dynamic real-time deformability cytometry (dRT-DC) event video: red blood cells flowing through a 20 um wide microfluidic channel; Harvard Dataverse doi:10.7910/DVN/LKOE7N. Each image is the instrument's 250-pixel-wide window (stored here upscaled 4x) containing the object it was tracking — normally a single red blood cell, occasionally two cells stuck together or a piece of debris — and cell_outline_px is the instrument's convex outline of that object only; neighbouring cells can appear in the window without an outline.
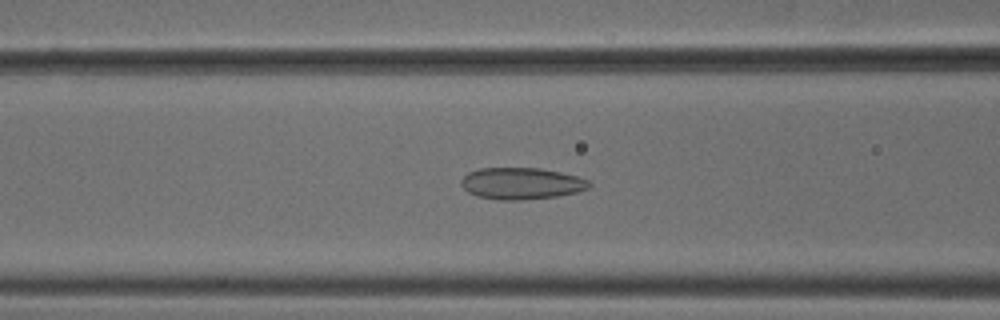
{"species": "common noctule bat (a hibernating species)", "species_latin": "Nyctalus noctula", "temperature_condition": "cold", "stored_images_in_passage": 50, "camera_frame_rate_fps": 3000, "um_per_image_px": 0.085, "animal": {"sex": "male", "body_mass_g": 18.8}, "frame": {"image": 1, "passage_image": 22, "time_ms": 7.0, "image_size_px": [1000, 320], "cell_outline_px": [[592, 184], [588, 188], [576, 192], [556, 196], [520, 200], [500, 200], [476, 196], [468, 192], [460, 184], [460, 180], [468, 172], [480, 168], [540, 168], [560, 172], [576, 176], [588, 180]], "centroid_in_image_um": [44.29, 15.59], "position_along_channel_um": 122.3, "area_um2": 23.58}}
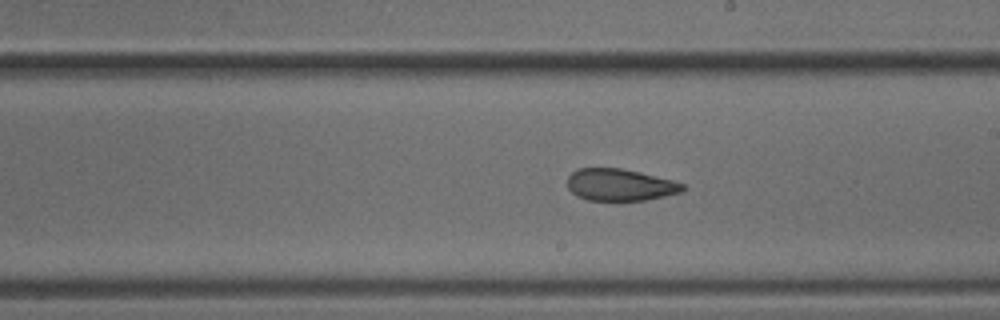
{"frame": {"image": 2, "passage_image": 31, "time_ms": 10.0, "image_size_px": [1000, 320], "cell_outline_px": [[684, 192], [644, 200], [620, 204], [588, 200], [576, 196], [568, 188], [568, 176], [576, 168], [620, 168], [640, 172], [672, 180], [684, 184]], "centroid_in_image_um": [52.68, 15.76], "position_along_channel_um": 236.3, "area_um2": 22.25}}
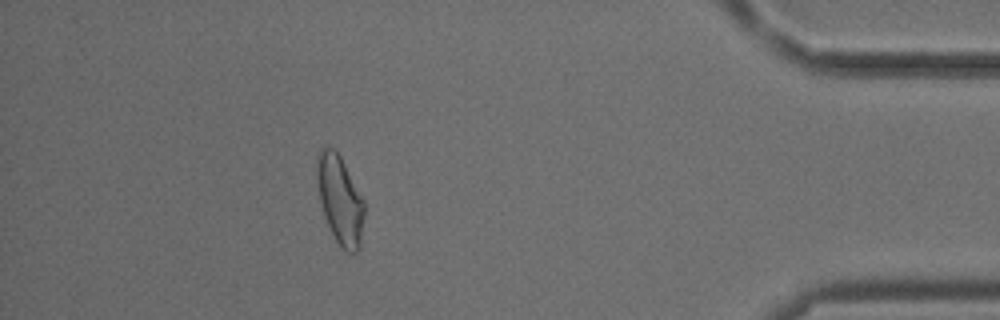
{"frame": {"image": 3, "passage_image": 48, "time_ms": 15.667, "image_size_px": [1000, 320], "cell_outline_px": [[364, 216], [360, 248], [356, 252], [348, 252], [340, 248], [324, 216], [320, 204], [316, 180], [316, 156], [324, 144], [332, 148], [340, 156], [364, 200]], "centroid_in_image_um": [28.88, 16.97], "position_along_channel_um": 406.3, "area_um2": 24.62}}